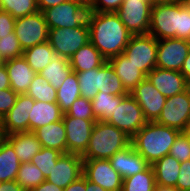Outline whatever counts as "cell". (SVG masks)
Here are the masks:
<instances>
[{
  "mask_svg": "<svg viewBox=\"0 0 190 191\" xmlns=\"http://www.w3.org/2000/svg\"><path fill=\"white\" fill-rule=\"evenodd\" d=\"M67 0H36L38 10L43 12L44 10L60 5L61 3L65 2Z\"/></svg>",
  "mask_w": 190,
  "mask_h": 191,
  "instance_id": "cell-47",
  "label": "cell"
},
{
  "mask_svg": "<svg viewBox=\"0 0 190 191\" xmlns=\"http://www.w3.org/2000/svg\"><path fill=\"white\" fill-rule=\"evenodd\" d=\"M14 32L23 50L48 41L49 28L43 12L17 18Z\"/></svg>",
  "mask_w": 190,
  "mask_h": 191,
  "instance_id": "cell-10",
  "label": "cell"
},
{
  "mask_svg": "<svg viewBox=\"0 0 190 191\" xmlns=\"http://www.w3.org/2000/svg\"><path fill=\"white\" fill-rule=\"evenodd\" d=\"M156 179L149 165L144 171L123 179L121 191H154Z\"/></svg>",
  "mask_w": 190,
  "mask_h": 191,
  "instance_id": "cell-33",
  "label": "cell"
},
{
  "mask_svg": "<svg viewBox=\"0 0 190 191\" xmlns=\"http://www.w3.org/2000/svg\"><path fill=\"white\" fill-rule=\"evenodd\" d=\"M183 133L190 139V122L187 124L186 129Z\"/></svg>",
  "mask_w": 190,
  "mask_h": 191,
  "instance_id": "cell-55",
  "label": "cell"
},
{
  "mask_svg": "<svg viewBox=\"0 0 190 191\" xmlns=\"http://www.w3.org/2000/svg\"><path fill=\"white\" fill-rule=\"evenodd\" d=\"M180 130L147 122L130 140L133 148L152 165L155 161L169 154L172 144Z\"/></svg>",
  "mask_w": 190,
  "mask_h": 191,
  "instance_id": "cell-3",
  "label": "cell"
},
{
  "mask_svg": "<svg viewBox=\"0 0 190 191\" xmlns=\"http://www.w3.org/2000/svg\"><path fill=\"white\" fill-rule=\"evenodd\" d=\"M109 161L122 179L144 171L150 164L139 154L130 143L124 149L113 154Z\"/></svg>",
  "mask_w": 190,
  "mask_h": 191,
  "instance_id": "cell-20",
  "label": "cell"
},
{
  "mask_svg": "<svg viewBox=\"0 0 190 191\" xmlns=\"http://www.w3.org/2000/svg\"><path fill=\"white\" fill-rule=\"evenodd\" d=\"M129 138L122 130L106 121H96L83 159H109L116 152L130 144Z\"/></svg>",
  "mask_w": 190,
  "mask_h": 191,
  "instance_id": "cell-4",
  "label": "cell"
},
{
  "mask_svg": "<svg viewBox=\"0 0 190 191\" xmlns=\"http://www.w3.org/2000/svg\"><path fill=\"white\" fill-rule=\"evenodd\" d=\"M151 166L154 170L157 185L176 188L180 171V162L176 158L167 154L155 161Z\"/></svg>",
  "mask_w": 190,
  "mask_h": 191,
  "instance_id": "cell-27",
  "label": "cell"
},
{
  "mask_svg": "<svg viewBox=\"0 0 190 191\" xmlns=\"http://www.w3.org/2000/svg\"><path fill=\"white\" fill-rule=\"evenodd\" d=\"M109 63L114 68L117 76L121 80L125 90L130 94L131 91L146 78L124 53L110 58Z\"/></svg>",
  "mask_w": 190,
  "mask_h": 191,
  "instance_id": "cell-22",
  "label": "cell"
},
{
  "mask_svg": "<svg viewBox=\"0 0 190 191\" xmlns=\"http://www.w3.org/2000/svg\"><path fill=\"white\" fill-rule=\"evenodd\" d=\"M17 96L11 88L0 91V121L15 105Z\"/></svg>",
  "mask_w": 190,
  "mask_h": 191,
  "instance_id": "cell-42",
  "label": "cell"
},
{
  "mask_svg": "<svg viewBox=\"0 0 190 191\" xmlns=\"http://www.w3.org/2000/svg\"><path fill=\"white\" fill-rule=\"evenodd\" d=\"M13 146L20 163L31 162L42 146L33 132L14 133L4 136Z\"/></svg>",
  "mask_w": 190,
  "mask_h": 191,
  "instance_id": "cell-24",
  "label": "cell"
},
{
  "mask_svg": "<svg viewBox=\"0 0 190 191\" xmlns=\"http://www.w3.org/2000/svg\"><path fill=\"white\" fill-rule=\"evenodd\" d=\"M155 122L183 132L190 122V87L182 93L168 97Z\"/></svg>",
  "mask_w": 190,
  "mask_h": 191,
  "instance_id": "cell-12",
  "label": "cell"
},
{
  "mask_svg": "<svg viewBox=\"0 0 190 191\" xmlns=\"http://www.w3.org/2000/svg\"><path fill=\"white\" fill-rule=\"evenodd\" d=\"M179 170L176 189L183 190L190 188V160L181 162Z\"/></svg>",
  "mask_w": 190,
  "mask_h": 191,
  "instance_id": "cell-43",
  "label": "cell"
},
{
  "mask_svg": "<svg viewBox=\"0 0 190 191\" xmlns=\"http://www.w3.org/2000/svg\"><path fill=\"white\" fill-rule=\"evenodd\" d=\"M22 56L32 70L39 74L57 55L47 41L23 50Z\"/></svg>",
  "mask_w": 190,
  "mask_h": 191,
  "instance_id": "cell-29",
  "label": "cell"
},
{
  "mask_svg": "<svg viewBox=\"0 0 190 191\" xmlns=\"http://www.w3.org/2000/svg\"><path fill=\"white\" fill-rule=\"evenodd\" d=\"M83 175L108 191H121L123 179L109 159H83Z\"/></svg>",
  "mask_w": 190,
  "mask_h": 191,
  "instance_id": "cell-13",
  "label": "cell"
},
{
  "mask_svg": "<svg viewBox=\"0 0 190 191\" xmlns=\"http://www.w3.org/2000/svg\"><path fill=\"white\" fill-rule=\"evenodd\" d=\"M11 88L10 80L5 65L0 67V91Z\"/></svg>",
  "mask_w": 190,
  "mask_h": 191,
  "instance_id": "cell-49",
  "label": "cell"
},
{
  "mask_svg": "<svg viewBox=\"0 0 190 191\" xmlns=\"http://www.w3.org/2000/svg\"><path fill=\"white\" fill-rule=\"evenodd\" d=\"M124 0H90L89 12H116Z\"/></svg>",
  "mask_w": 190,
  "mask_h": 191,
  "instance_id": "cell-41",
  "label": "cell"
},
{
  "mask_svg": "<svg viewBox=\"0 0 190 191\" xmlns=\"http://www.w3.org/2000/svg\"><path fill=\"white\" fill-rule=\"evenodd\" d=\"M30 191H64V189L45 180L37 187L32 188Z\"/></svg>",
  "mask_w": 190,
  "mask_h": 191,
  "instance_id": "cell-48",
  "label": "cell"
},
{
  "mask_svg": "<svg viewBox=\"0 0 190 191\" xmlns=\"http://www.w3.org/2000/svg\"><path fill=\"white\" fill-rule=\"evenodd\" d=\"M106 61L91 42L82 46L69 59L70 67L76 73L99 68Z\"/></svg>",
  "mask_w": 190,
  "mask_h": 191,
  "instance_id": "cell-26",
  "label": "cell"
},
{
  "mask_svg": "<svg viewBox=\"0 0 190 191\" xmlns=\"http://www.w3.org/2000/svg\"><path fill=\"white\" fill-rule=\"evenodd\" d=\"M34 101L26 94H18L15 105L0 121L3 137L14 133L29 132V114Z\"/></svg>",
  "mask_w": 190,
  "mask_h": 191,
  "instance_id": "cell-16",
  "label": "cell"
},
{
  "mask_svg": "<svg viewBox=\"0 0 190 191\" xmlns=\"http://www.w3.org/2000/svg\"><path fill=\"white\" fill-rule=\"evenodd\" d=\"M140 105L148 122H155L161 114L166 97L145 78L130 93Z\"/></svg>",
  "mask_w": 190,
  "mask_h": 191,
  "instance_id": "cell-17",
  "label": "cell"
},
{
  "mask_svg": "<svg viewBox=\"0 0 190 191\" xmlns=\"http://www.w3.org/2000/svg\"><path fill=\"white\" fill-rule=\"evenodd\" d=\"M126 95H113L104 92L98 94L91 100L93 113L97 121H107L113 114L115 106H119Z\"/></svg>",
  "mask_w": 190,
  "mask_h": 191,
  "instance_id": "cell-32",
  "label": "cell"
},
{
  "mask_svg": "<svg viewBox=\"0 0 190 191\" xmlns=\"http://www.w3.org/2000/svg\"><path fill=\"white\" fill-rule=\"evenodd\" d=\"M146 78L166 98L186 91L190 83L179 72L155 67Z\"/></svg>",
  "mask_w": 190,
  "mask_h": 191,
  "instance_id": "cell-19",
  "label": "cell"
},
{
  "mask_svg": "<svg viewBox=\"0 0 190 191\" xmlns=\"http://www.w3.org/2000/svg\"><path fill=\"white\" fill-rule=\"evenodd\" d=\"M62 155L56 149L51 148H41V150L36 153L33 158L31 159V163L37 166L43 173L45 179L50 174L51 169L53 166L56 165L57 159Z\"/></svg>",
  "mask_w": 190,
  "mask_h": 191,
  "instance_id": "cell-37",
  "label": "cell"
},
{
  "mask_svg": "<svg viewBox=\"0 0 190 191\" xmlns=\"http://www.w3.org/2000/svg\"><path fill=\"white\" fill-rule=\"evenodd\" d=\"M180 73L187 79V81L190 83V50L189 53L185 59V61L182 64Z\"/></svg>",
  "mask_w": 190,
  "mask_h": 191,
  "instance_id": "cell-50",
  "label": "cell"
},
{
  "mask_svg": "<svg viewBox=\"0 0 190 191\" xmlns=\"http://www.w3.org/2000/svg\"><path fill=\"white\" fill-rule=\"evenodd\" d=\"M66 130L67 153L83 155L88 148L91 132L97 120H84L62 116Z\"/></svg>",
  "mask_w": 190,
  "mask_h": 191,
  "instance_id": "cell-15",
  "label": "cell"
},
{
  "mask_svg": "<svg viewBox=\"0 0 190 191\" xmlns=\"http://www.w3.org/2000/svg\"><path fill=\"white\" fill-rule=\"evenodd\" d=\"M15 20L10 13L0 9V39L14 32Z\"/></svg>",
  "mask_w": 190,
  "mask_h": 191,
  "instance_id": "cell-44",
  "label": "cell"
},
{
  "mask_svg": "<svg viewBox=\"0 0 190 191\" xmlns=\"http://www.w3.org/2000/svg\"><path fill=\"white\" fill-rule=\"evenodd\" d=\"M66 114L70 117L78 119L96 120L93 113L91 100L83 97L76 99Z\"/></svg>",
  "mask_w": 190,
  "mask_h": 191,
  "instance_id": "cell-39",
  "label": "cell"
},
{
  "mask_svg": "<svg viewBox=\"0 0 190 191\" xmlns=\"http://www.w3.org/2000/svg\"><path fill=\"white\" fill-rule=\"evenodd\" d=\"M4 60L2 59V57L0 56V67L4 65Z\"/></svg>",
  "mask_w": 190,
  "mask_h": 191,
  "instance_id": "cell-56",
  "label": "cell"
},
{
  "mask_svg": "<svg viewBox=\"0 0 190 191\" xmlns=\"http://www.w3.org/2000/svg\"><path fill=\"white\" fill-rule=\"evenodd\" d=\"M64 191H86V177L82 175L64 188Z\"/></svg>",
  "mask_w": 190,
  "mask_h": 191,
  "instance_id": "cell-45",
  "label": "cell"
},
{
  "mask_svg": "<svg viewBox=\"0 0 190 191\" xmlns=\"http://www.w3.org/2000/svg\"><path fill=\"white\" fill-rule=\"evenodd\" d=\"M23 49L21 48L15 32L8 34L0 39V56L4 61L22 57Z\"/></svg>",
  "mask_w": 190,
  "mask_h": 191,
  "instance_id": "cell-38",
  "label": "cell"
},
{
  "mask_svg": "<svg viewBox=\"0 0 190 191\" xmlns=\"http://www.w3.org/2000/svg\"><path fill=\"white\" fill-rule=\"evenodd\" d=\"M189 50V40L180 38L158 40L156 67L180 72Z\"/></svg>",
  "mask_w": 190,
  "mask_h": 191,
  "instance_id": "cell-14",
  "label": "cell"
},
{
  "mask_svg": "<svg viewBox=\"0 0 190 191\" xmlns=\"http://www.w3.org/2000/svg\"><path fill=\"white\" fill-rule=\"evenodd\" d=\"M72 71L67 58L56 56L39 75L44 77L55 89H58Z\"/></svg>",
  "mask_w": 190,
  "mask_h": 191,
  "instance_id": "cell-30",
  "label": "cell"
},
{
  "mask_svg": "<svg viewBox=\"0 0 190 191\" xmlns=\"http://www.w3.org/2000/svg\"><path fill=\"white\" fill-rule=\"evenodd\" d=\"M0 191H26L16 180L0 182Z\"/></svg>",
  "mask_w": 190,
  "mask_h": 191,
  "instance_id": "cell-46",
  "label": "cell"
},
{
  "mask_svg": "<svg viewBox=\"0 0 190 191\" xmlns=\"http://www.w3.org/2000/svg\"><path fill=\"white\" fill-rule=\"evenodd\" d=\"M87 24L90 42L107 61L123 53L132 36L116 12H89Z\"/></svg>",
  "mask_w": 190,
  "mask_h": 191,
  "instance_id": "cell-1",
  "label": "cell"
},
{
  "mask_svg": "<svg viewBox=\"0 0 190 191\" xmlns=\"http://www.w3.org/2000/svg\"><path fill=\"white\" fill-rule=\"evenodd\" d=\"M152 4L149 0H124L116 11L132 35L148 34Z\"/></svg>",
  "mask_w": 190,
  "mask_h": 191,
  "instance_id": "cell-11",
  "label": "cell"
},
{
  "mask_svg": "<svg viewBox=\"0 0 190 191\" xmlns=\"http://www.w3.org/2000/svg\"><path fill=\"white\" fill-rule=\"evenodd\" d=\"M63 113L57 103H45L34 101L31 113L29 114V132L36 129L60 121Z\"/></svg>",
  "mask_w": 190,
  "mask_h": 191,
  "instance_id": "cell-25",
  "label": "cell"
},
{
  "mask_svg": "<svg viewBox=\"0 0 190 191\" xmlns=\"http://www.w3.org/2000/svg\"><path fill=\"white\" fill-rule=\"evenodd\" d=\"M20 164L12 144L3 137L0 140V182L16 180Z\"/></svg>",
  "mask_w": 190,
  "mask_h": 191,
  "instance_id": "cell-28",
  "label": "cell"
},
{
  "mask_svg": "<svg viewBox=\"0 0 190 191\" xmlns=\"http://www.w3.org/2000/svg\"><path fill=\"white\" fill-rule=\"evenodd\" d=\"M148 34L157 40L190 41V5L186 0L152 5Z\"/></svg>",
  "mask_w": 190,
  "mask_h": 191,
  "instance_id": "cell-2",
  "label": "cell"
},
{
  "mask_svg": "<svg viewBox=\"0 0 190 191\" xmlns=\"http://www.w3.org/2000/svg\"><path fill=\"white\" fill-rule=\"evenodd\" d=\"M158 40L150 34L132 35L123 53L147 75L156 67Z\"/></svg>",
  "mask_w": 190,
  "mask_h": 191,
  "instance_id": "cell-7",
  "label": "cell"
},
{
  "mask_svg": "<svg viewBox=\"0 0 190 191\" xmlns=\"http://www.w3.org/2000/svg\"><path fill=\"white\" fill-rule=\"evenodd\" d=\"M154 191H177V189L175 187L160 186L156 184Z\"/></svg>",
  "mask_w": 190,
  "mask_h": 191,
  "instance_id": "cell-52",
  "label": "cell"
},
{
  "mask_svg": "<svg viewBox=\"0 0 190 191\" xmlns=\"http://www.w3.org/2000/svg\"><path fill=\"white\" fill-rule=\"evenodd\" d=\"M3 138V134H2V130H1V127H0V140Z\"/></svg>",
  "mask_w": 190,
  "mask_h": 191,
  "instance_id": "cell-57",
  "label": "cell"
},
{
  "mask_svg": "<svg viewBox=\"0 0 190 191\" xmlns=\"http://www.w3.org/2000/svg\"><path fill=\"white\" fill-rule=\"evenodd\" d=\"M25 94L35 101L45 103L57 102V89L39 74L35 76Z\"/></svg>",
  "mask_w": 190,
  "mask_h": 191,
  "instance_id": "cell-34",
  "label": "cell"
},
{
  "mask_svg": "<svg viewBox=\"0 0 190 191\" xmlns=\"http://www.w3.org/2000/svg\"><path fill=\"white\" fill-rule=\"evenodd\" d=\"M179 1H182V0H149V2H150L152 5L162 4V3L179 2Z\"/></svg>",
  "mask_w": 190,
  "mask_h": 191,
  "instance_id": "cell-53",
  "label": "cell"
},
{
  "mask_svg": "<svg viewBox=\"0 0 190 191\" xmlns=\"http://www.w3.org/2000/svg\"><path fill=\"white\" fill-rule=\"evenodd\" d=\"M82 175L83 158L81 155L66 153L57 159L56 165L53 166L45 180L64 189Z\"/></svg>",
  "mask_w": 190,
  "mask_h": 191,
  "instance_id": "cell-18",
  "label": "cell"
},
{
  "mask_svg": "<svg viewBox=\"0 0 190 191\" xmlns=\"http://www.w3.org/2000/svg\"><path fill=\"white\" fill-rule=\"evenodd\" d=\"M88 13L89 8L72 0L43 11L49 29L80 27L87 21Z\"/></svg>",
  "mask_w": 190,
  "mask_h": 191,
  "instance_id": "cell-9",
  "label": "cell"
},
{
  "mask_svg": "<svg viewBox=\"0 0 190 191\" xmlns=\"http://www.w3.org/2000/svg\"><path fill=\"white\" fill-rule=\"evenodd\" d=\"M106 122L132 138L148 121L140 105L130 94H127L119 106H115L112 116Z\"/></svg>",
  "mask_w": 190,
  "mask_h": 191,
  "instance_id": "cell-8",
  "label": "cell"
},
{
  "mask_svg": "<svg viewBox=\"0 0 190 191\" xmlns=\"http://www.w3.org/2000/svg\"><path fill=\"white\" fill-rule=\"evenodd\" d=\"M7 69L11 89L17 94H25L37 75L22 57L9 59L4 62Z\"/></svg>",
  "mask_w": 190,
  "mask_h": 191,
  "instance_id": "cell-21",
  "label": "cell"
},
{
  "mask_svg": "<svg viewBox=\"0 0 190 191\" xmlns=\"http://www.w3.org/2000/svg\"><path fill=\"white\" fill-rule=\"evenodd\" d=\"M86 191H108L86 179Z\"/></svg>",
  "mask_w": 190,
  "mask_h": 191,
  "instance_id": "cell-51",
  "label": "cell"
},
{
  "mask_svg": "<svg viewBox=\"0 0 190 191\" xmlns=\"http://www.w3.org/2000/svg\"><path fill=\"white\" fill-rule=\"evenodd\" d=\"M177 191H190V188H188V189H183V190H177Z\"/></svg>",
  "mask_w": 190,
  "mask_h": 191,
  "instance_id": "cell-58",
  "label": "cell"
},
{
  "mask_svg": "<svg viewBox=\"0 0 190 191\" xmlns=\"http://www.w3.org/2000/svg\"><path fill=\"white\" fill-rule=\"evenodd\" d=\"M180 163L190 160V139L181 132L172 144L170 152Z\"/></svg>",
  "mask_w": 190,
  "mask_h": 191,
  "instance_id": "cell-40",
  "label": "cell"
},
{
  "mask_svg": "<svg viewBox=\"0 0 190 191\" xmlns=\"http://www.w3.org/2000/svg\"><path fill=\"white\" fill-rule=\"evenodd\" d=\"M43 148L56 149L67 153L66 130L62 119L36 129L33 132Z\"/></svg>",
  "mask_w": 190,
  "mask_h": 191,
  "instance_id": "cell-23",
  "label": "cell"
},
{
  "mask_svg": "<svg viewBox=\"0 0 190 191\" xmlns=\"http://www.w3.org/2000/svg\"><path fill=\"white\" fill-rule=\"evenodd\" d=\"M45 181L42 171L31 162L21 163L16 182L26 191L37 187Z\"/></svg>",
  "mask_w": 190,
  "mask_h": 191,
  "instance_id": "cell-35",
  "label": "cell"
},
{
  "mask_svg": "<svg viewBox=\"0 0 190 191\" xmlns=\"http://www.w3.org/2000/svg\"><path fill=\"white\" fill-rule=\"evenodd\" d=\"M81 97L79 82L76 72L72 71L57 89V104L63 114L67 113L76 99Z\"/></svg>",
  "mask_w": 190,
  "mask_h": 191,
  "instance_id": "cell-31",
  "label": "cell"
},
{
  "mask_svg": "<svg viewBox=\"0 0 190 191\" xmlns=\"http://www.w3.org/2000/svg\"><path fill=\"white\" fill-rule=\"evenodd\" d=\"M76 75L83 98L92 100L98 92L116 96L129 94L109 61L99 68L79 72Z\"/></svg>",
  "mask_w": 190,
  "mask_h": 191,
  "instance_id": "cell-5",
  "label": "cell"
},
{
  "mask_svg": "<svg viewBox=\"0 0 190 191\" xmlns=\"http://www.w3.org/2000/svg\"><path fill=\"white\" fill-rule=\"evenodd\" d=\"M48 42L57 56L69 60L76 51L90 42L87 21L80 27L49 29Z\"/></svg>",
  "mask_w": 190,
  "mask_h": 191,
  "instance_id": "cell-6",
  "label": "cell"
},
{
  "mask_svg": "<svg viewBox=\"0 0 190 191\" xmlns=\"http://www.w3.org/2000/svg\"><path fill=\"white\" fill-rule=\"evenodd\" d=\"M0 9L10 13L15 19L36 13V0H0Z\"/></svg>",
  "mask_w": 190,
  "mask_h": 191,
  "instance_id": "cell-36",
  "label": "cell"
},
{
  "mask_svg": "<svg viewBox=\"0 0 190 191\" xmlns=\"http://www.w3.org/2000/svg\"><path fill=\"white\" fill-rule=\"evenodd\" d=\"M72 1L78 2L87 8H89V6H90V0H72Z\"/></svg>",
  "mask_w": 190,
  "mask_h": 191,
  "instance_id": "cell-54",
  "label": "cell"
}]
</instances>
